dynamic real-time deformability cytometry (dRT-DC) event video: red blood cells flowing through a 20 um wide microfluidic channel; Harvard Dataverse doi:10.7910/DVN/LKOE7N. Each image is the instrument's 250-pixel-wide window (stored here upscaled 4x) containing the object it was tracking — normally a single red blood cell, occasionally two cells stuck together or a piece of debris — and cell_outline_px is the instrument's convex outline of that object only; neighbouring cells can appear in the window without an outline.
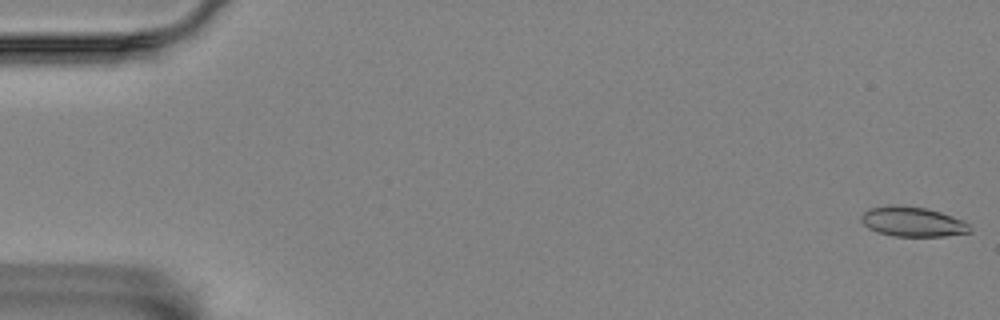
{"species": "Egyptian fruit bat (a non-hibernating species)", "species_latin": "Rousettus aegyptiacus", "temperature_condition": "room temperature", "stored_images_in_passage": 16, "camera_frame_rate_fps": 3000, "um_per_image_px": 0.085, "animal": {"sex": "female"}, "frame": {"image": 1, "passage_image": 1, "time_ms": 0.0, "image_size_px": [1000, 320], "cell_outline_px": [[972, 232], [944, 236], [892, 236], [876, 232], [868, 228], [860, 220], [860, 216], [868, 208], [888, 204], [896, 204], [924, 208], [940, 212], [964, 220], [972, 228]], "centroid_in_image_um": [77.54, 18.84], "position_along_channel_um": 7.5, "area_um2": 19.13}}
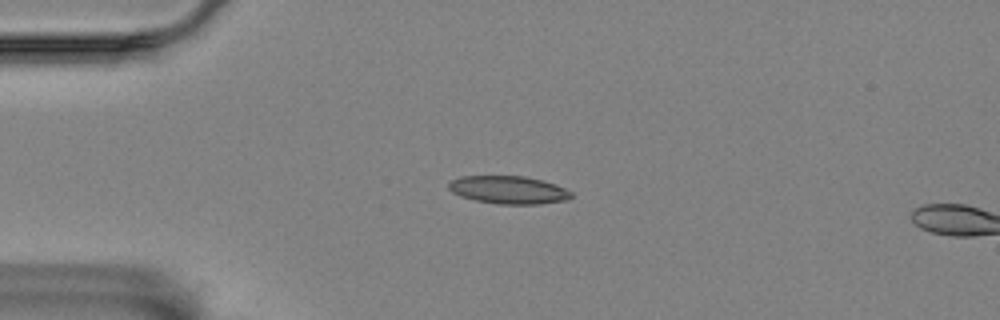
{"frame": {"image": 2, "passage_image": 14, "time_ms": 4.333, "image_size_px": [1000, 320], "cell_outline_px": [[572, 196], [568, 200], [540, 204], [496, 204], [476, 200], [460, 196], [452, 192], [448, 188], [448, 180], [460, 176], [524, 176], [556, 184], [572, 192]], "centroid_in_image_um": [43.2, 16.14], "position_along_channel_um": 41.8, "area_um2": 20.06}}